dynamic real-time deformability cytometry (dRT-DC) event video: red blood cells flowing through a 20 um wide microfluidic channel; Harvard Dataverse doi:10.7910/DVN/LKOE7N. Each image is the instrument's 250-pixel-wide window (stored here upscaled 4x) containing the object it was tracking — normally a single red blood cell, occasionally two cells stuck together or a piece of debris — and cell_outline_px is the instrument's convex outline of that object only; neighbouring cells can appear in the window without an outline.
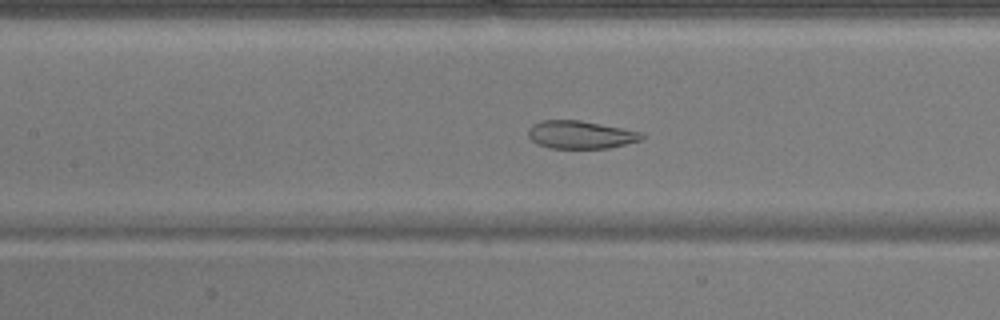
{"species": "common noctule bat (a hibernating species)", "species_latin": "Nyctalus noctula", "temperature_condition": "warm", "stored_images_in_passage": 50, "camera_frame_rate_fps": 3000, "um_per_image_px": 0.085, "animal": {"sex": "male", "body_mass_g": 17.9}, "frame": {"image": 1, "passage_image": 22, "time_ms": 7.0, "image_size_px": [1000, 320], "cell_outline_px": [[644, 136], [640, 140], [608, 148], [548, 148], [536, 144], [528, 136], [528, 128], [532, 124], [544, 120], [580, 120], [640, 132]], "centroid_in_image_um": [49.27, 11.45], "position_along_channel_um": 158.1, "area_um2": 18.26}}
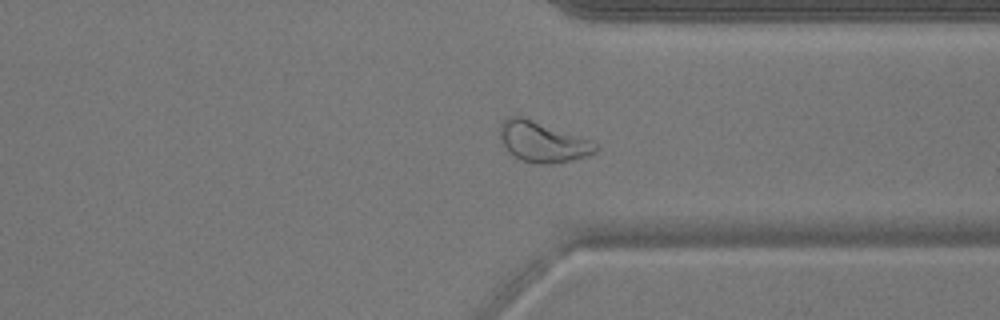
{"frame": {"image": 2, "passage_image": 38, "time_ms": 12.333, "image_size_px": [1000, 320], "cell_outline_px": [[600, 148], [596, 152], [588, 156], [572, 160], [548, 164], [532, 164], [516, 156], [500, 140], [500, 124], [508, 116], [524, 116], [592, 140], [600, 144]], "centroid_in_image_um": [46.19, 12.04], "position_along_channel_um": 365.2, "area_um2": 22.72}}
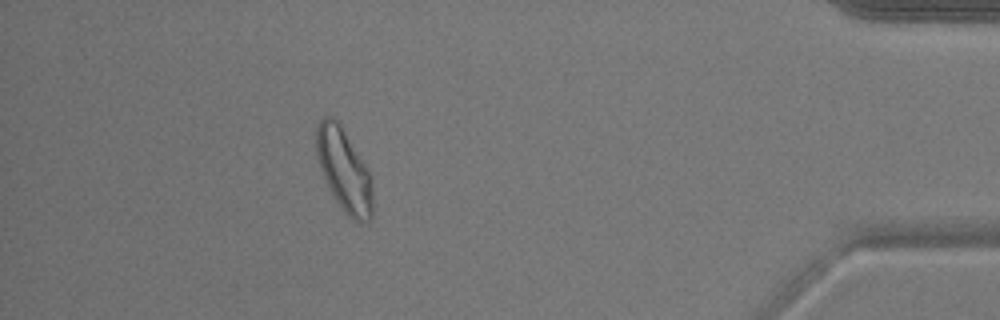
{"frame": {"image": 3, "passage_image": 45, "time_ms": 14.667, "image_size_px": [1000, 320], "cell_outline_px": [[372, 220], [360, 224], [348, 216], [344, 212], [336, 200], [320, 168], [316, 152], [316, 124], [324, 116], [332, 116], [340, 124], [364, 164], [368, 172], [372, 192]], "centroid_in_image_um": [29.23, 14.47], "position_along_channel_um": 406.0, "area_um2": 26.65}, "authors_computed_cell_mechanics": {"area_um2": 24.8251, "velocity_mm_per_s": 3.8984, "shape_relaxation_time_tau1_ms": null, "shape_relaxation_time_tau2_ms": 1.639, "deformation_change_tau1": null, "deformation_change_tau2": 0.0745}}